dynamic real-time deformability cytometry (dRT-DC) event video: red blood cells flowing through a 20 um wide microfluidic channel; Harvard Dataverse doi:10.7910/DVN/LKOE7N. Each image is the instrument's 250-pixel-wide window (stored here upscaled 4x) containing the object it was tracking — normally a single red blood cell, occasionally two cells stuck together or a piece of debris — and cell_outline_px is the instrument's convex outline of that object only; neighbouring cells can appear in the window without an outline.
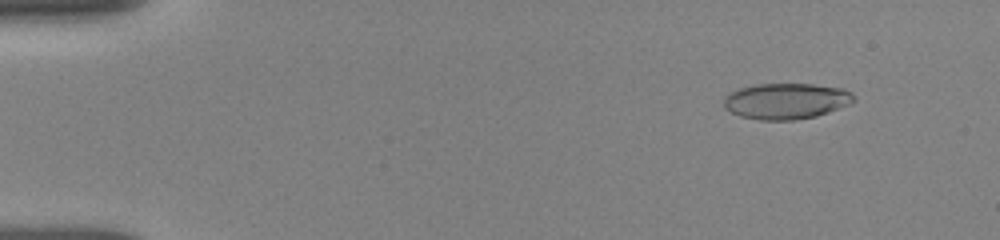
{"species": "human", "species_latin": "Homo sapiens", "temperature_condition": "room temperature", "stored_images_in_passage": 56, "camera_frame_rate_fps": 3000, "um_per_image_px": 0.085, "donor": {"sex": "female"}, "frame": {"image": 1, "passage_image": 8, "time_ms": 1.667, "image_size_px": [1000, 240], "cell_outline_px": [[856, 100], [848, 104], [828, 112], [816, 116], [792, 120], [760, 120], [740, 116], [724, 108], [724, 96], [740, 88], [756, 84], [812, 84], [844, 88], [852, 92], [856, 96]], "centroid_in_image_um": [66.84, 8.58], "position_along_channel_um": 18.2, "area_um2": 27.22}}
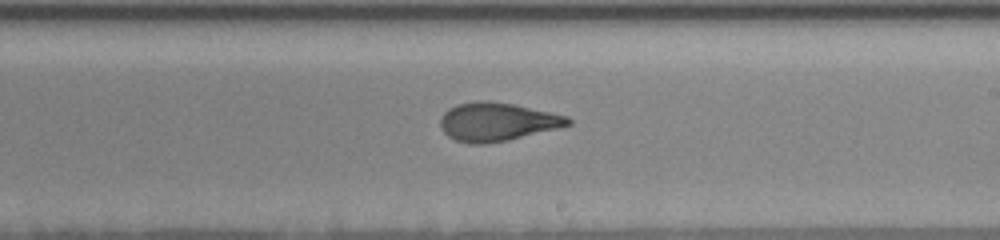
{"frame": {"image": 2, "passage_image": 28, "time_ms": 10.333, "image_size_px": [1000, 240], "cell_outline_px": [[572, 124], [508, 140], [484, 144], [468, 144], [456, 140], [448, 136], [440, 128], [440, 116], [448, 108], [456, 104], [476, 100], [488, 100], [512, 104], [568, 116], [572, 120]], "centroid_in_image_um": [42.2, 10.35], "position_along_channel_um": 246.8, "area_um2": 28.61}}
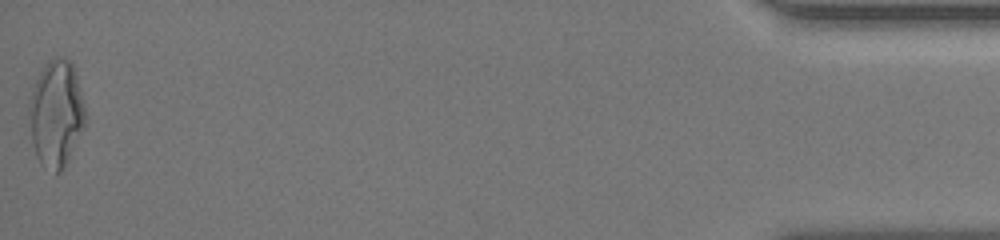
{"frame": {"image": 3, "passage_image": 55, "time_ms": 17.333, "image_size_px": [1000, 240], "cell_outline_px": [[84, 128], [64, 168], [60, 172], [56, 172], [44, 168], [40, 164], [36, 156], [32, 144], [28, 112], [28, 104], [32, 88], [44, 64], [48, 60], [56, 56], [60, 56], [68, 60], [72, 64], [76, 76], [84, 104]], "centroid_in_image_um": [4.74, 9.67], "position_along_channel_um": 430.5, "area_um2": 34.97}, "authors_computed_cell_mechanics": {"area_um2": 28.3798, "velocity_mm_per_s": 3.8695, "shape_relaxation_time_tau1_ms": 4.926, "shape_relaxation_time_tau2_ms": 1.9868, "deformation_change_tau1": 0.207, "deformation_change_tau2": 0.0876}}